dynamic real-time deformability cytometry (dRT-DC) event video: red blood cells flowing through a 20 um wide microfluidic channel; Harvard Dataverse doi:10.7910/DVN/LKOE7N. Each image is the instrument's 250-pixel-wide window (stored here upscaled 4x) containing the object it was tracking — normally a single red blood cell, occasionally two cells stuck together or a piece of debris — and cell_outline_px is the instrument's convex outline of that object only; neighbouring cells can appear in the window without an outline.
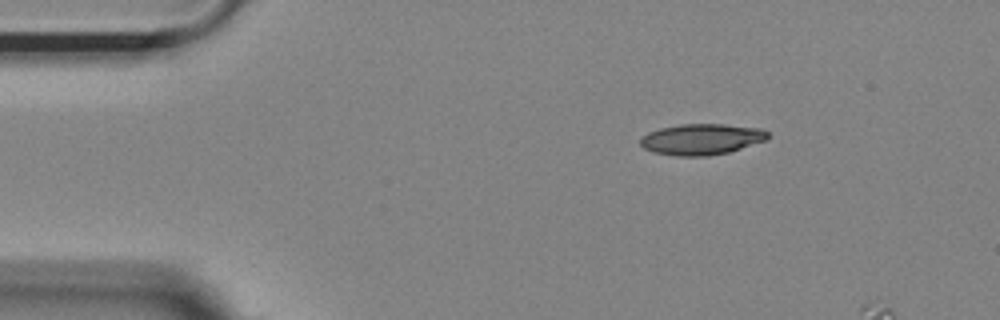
{"species": "Egyptian fruit bat (a non-hibernating species)", "species_latin": "Rousettus aegyptiacus", "temperature_condition": "room temperature", "stored_images_in_passage": 5, "camera_frame_rate_fps": 3000, "um_per_image_px": 0.085, "animal": {"sex": "female"}, "frame": {"image": 1, "passage_image": 1, "time_ms": 0.0, "image_size_px": [1000, 320], "cell_outline_px": [[772, 136], [768, 140], [728, 152], [708, 156], [676, 156], [652, 152], [644, 148], [640, 144], [640, 140], [648, 132], [660, 128], [680, 124], [720, 124], [760, 128], [768, 132]], "centroid_in_image_um": [59.66, 11.84], "position_along_channel_um": 25.3, "area_um2": 23.12}}